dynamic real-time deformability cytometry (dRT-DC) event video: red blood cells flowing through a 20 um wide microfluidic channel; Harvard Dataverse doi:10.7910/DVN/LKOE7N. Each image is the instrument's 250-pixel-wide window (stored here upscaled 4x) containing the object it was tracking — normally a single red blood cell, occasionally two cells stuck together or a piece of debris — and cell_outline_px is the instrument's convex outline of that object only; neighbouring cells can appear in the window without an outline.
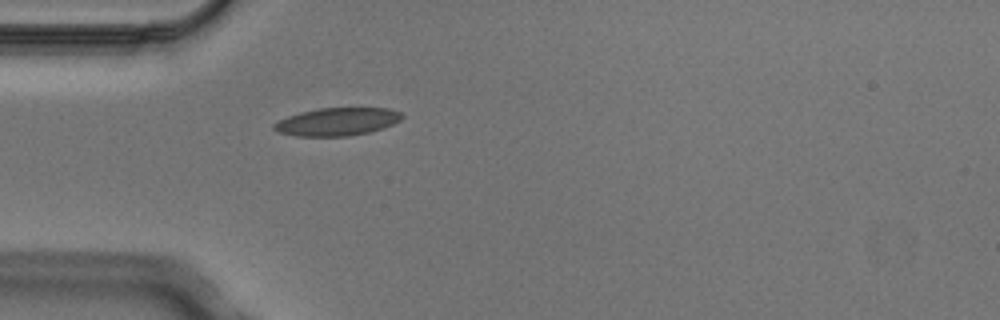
{"species": "Egyptian fruit bat (a non-hibernating species)", "species_latin": "Rousettus aegyptiacus", "temperature_condition": "cold", "stored_images_in_passage": 1, "camera_frame_rate_fps": 3000, "um_per_image_px": 0.085, "animal": {"sex": "male"}, "frame": {"image": 1, "passage_image": 1, "time_ms": 0.0, "image_size_px": [1000, 320], "cell_outline_px": [[404, 116], [400, 120], [392, 124], [368, 132], [348, 136], [296, 136], [276, 132], [272, 128], [272, 124], [288, 116], [300, 112], [320, 108], [388, 108], [400, 112]], "centroid_in_image_um": [28.61, 10.34], "position_along_channel_um": 56.4, "area_um2": 20.69}}